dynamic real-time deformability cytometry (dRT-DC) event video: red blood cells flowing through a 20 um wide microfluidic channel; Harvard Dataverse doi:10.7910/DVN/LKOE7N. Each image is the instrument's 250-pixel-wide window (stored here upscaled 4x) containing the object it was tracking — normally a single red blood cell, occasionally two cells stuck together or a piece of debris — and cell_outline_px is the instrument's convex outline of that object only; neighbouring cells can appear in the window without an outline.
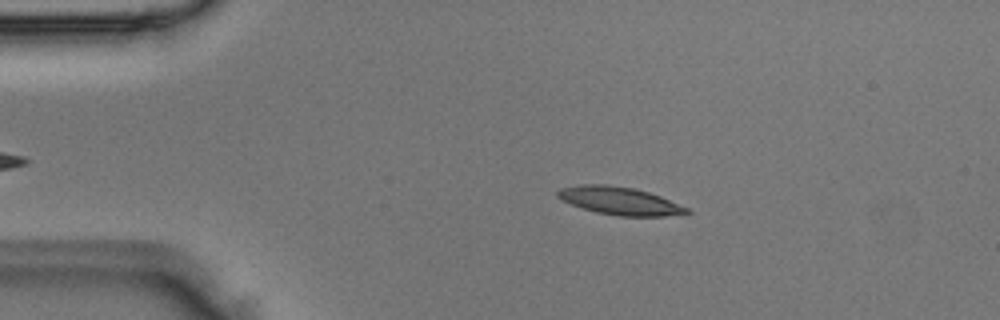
{"species": "Egyptian fruit bat (a non-hibernating species)", "species_latin": "Rousettus aegyptiacus", "temperature_condition": "room temperature", "stored_images_in_passage": 3, "camera_frame_rate_fps": 3000, "um_per_image_px": 0.085, "animal": {"sex": "male"}, "frame": {"image": 1, "passage_image": 2, "time_ms": 0.333, "image_size_px": [1000, 320], "cell_outline_px": [[692, 212], [684, 216], [616, 216], [596, 212], [572, 204], [556, 196], [556, 192], [560, 188], [580, 184], [604, 184], [632, 188], [648, 192], [660, 196], [688, 208]], "centroid_in_image_um": [52.72, 17.08], "position_along_channel_um": 32.3, "area_um2": 20.98}}